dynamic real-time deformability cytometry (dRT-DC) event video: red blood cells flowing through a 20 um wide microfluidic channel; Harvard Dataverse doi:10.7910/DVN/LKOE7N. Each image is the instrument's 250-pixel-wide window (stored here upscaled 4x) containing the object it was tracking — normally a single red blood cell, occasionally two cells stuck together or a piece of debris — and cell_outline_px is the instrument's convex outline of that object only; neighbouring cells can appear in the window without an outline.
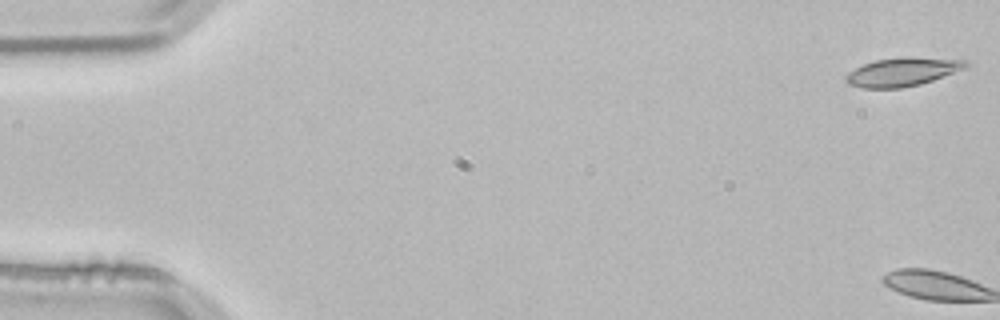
{"species": "common noctule bat (a hibernating species)", "species_latin": "Nyctalus noctula", "temperature_condition": "room temperature", "stored_images_in_passage": 3, "camera_frame_rate_fps": 3000, "um_per_image_px": 0.085, "animal": {"sex": "male", "body_mass_g": 21.5, "forearm_length_mm": 52.0}, "frame": {"image": 1, "passage_image": 1, "time_ms": 0.0, "image_size_px": [1000, 320], "cell_outline_px": [[968, 64], [964, 68], [932, 80], [920, 84], [900, 88], [860, 88], [848, 84], [844, 80], [844, 76], [848, 72], [864, 64], [876, 60], [968, 60]], "centroid_in_image_um": [76.57, 6.19], "position_along_channel_um": 8.4, "area_um2": 18.55}}